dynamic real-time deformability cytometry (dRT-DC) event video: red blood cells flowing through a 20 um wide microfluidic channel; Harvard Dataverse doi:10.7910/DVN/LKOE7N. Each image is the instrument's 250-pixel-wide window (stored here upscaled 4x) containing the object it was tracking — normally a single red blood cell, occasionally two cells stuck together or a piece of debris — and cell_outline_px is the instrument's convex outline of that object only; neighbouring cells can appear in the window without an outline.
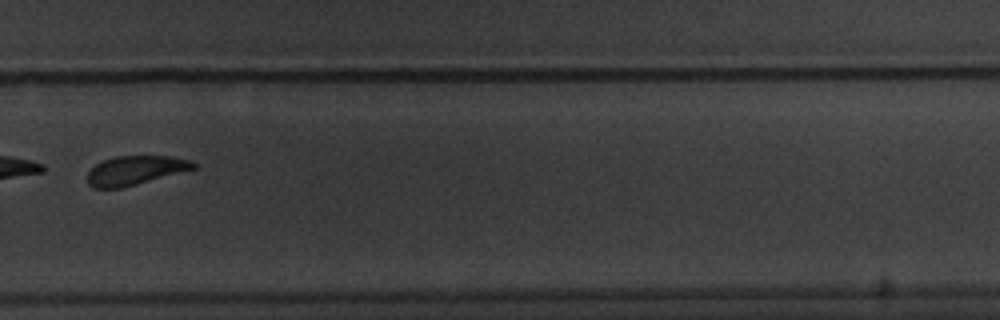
{"species": "common noctule bat (a hibernating species)", "species_latin": "Nyctalus noctula", "temperature_condition": "warm", "stored_images_in_passage": 10, "camera_frame_rate_fps": 3000, "um_per_image_px": 0.085, "animal": {"sex": "male", "body_mass_g": 20.1, "forearm_length_mm": 53.5}, "frame": {"image": 1, "passage_image": 10, "time_ms": 10.667, "image_size_px": [1000, 320], "cell_outline_px": [[196, 168], [136, 184], [120, 188], [92, 188], [88, 184], [88, 172], [96, 164], [104, 160], [116, 156], [172, 156], [192, 160], [196, 164]], "centroid_in_image_um": [11.5, 14.47], "position_along_channel_um": 318.3, "area_um2": 17.8}}